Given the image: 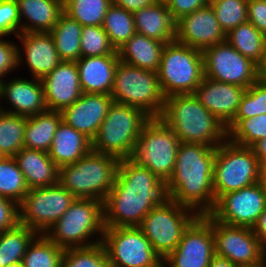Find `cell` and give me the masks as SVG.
Returning a JSON list of instances; mask_svg holds the SVG:
<instances>
[{
	"label": "cell",
	"mask_w": 266,
	"mask_h": 267,
	"mask_svg": "<svg viewBox=\"0 0 266 267\" xmlns=\"http://www.w3.org/2000/svg\"><path fill=\"white\" fill-rule=\"evenodd\" d=\"M7 267H25V266H24L23 261H19V262L10 264Z\"/></svg>",
	"instance_id": "obj_56"
},
{
	"label": "cell",
	"mask_w": 266,
	"mask_h": 267,
	"mask_svg": "<svg viewBox=\"0 0 266 267\" xmlns=\"http://www.w3.org/2000/svg\"><path fill=\"white\" fill-rule=\"evenodd\" d=\"M216 148L181 142L174 171L168 180L171 199L199 215L209 214L215 207L213 166Z\"/></svg>",
	"instance_id": "obj_2"
},
{
	"label": "cell",
	"mask_w": 266,
	"mask_h": 267,
	"mask_svg": "<svg viewBox=\"0 0 266 267\" xmlns=\"http://www.w3.org/2000/svg\"><path fill=\"white\" fill-rule=\"evenodd\" d=\"M110 96L114 103L142 109L150 117H160L165 102L157 72L144 70L119 60Z\"/></svg>",
	"instance_id": "obj_8"
},
{
	"label": "cell",
	"mask_w": 266,
	"mask_h": 267,
	"mask_svg": "<svg viewBox=\"0 0 266 267\" xmlns=\"http://www.w3.org/2000/svg\"><path fill=\"white\" fill-rule=\"evenodd\" d=\"M64 249L38 234L27 247L23 257L25 267H60Z\"/></svg>",
	"instance_id": "obj_38"
},
{
	"label": "cell",
	"mask_w": 266,
	"mask_h": 267,
	"mask_svg": "<svg viewBox=\"0 0 266 267\" xmlns=\"http://www.w3.org/2000/svg\"><path fill=\"white\" fill-rule=\"evenodd\" d=\"M166 43L135 33L118 50L119 60L129 65L157 72Z\"/></svg>",
	"instance_id": "obj_29"
},
{
	"label": "cell",
	"mask_w": 266,
	"mask_h": 267,
	"mask_svg": "<svg viewBox=\"0 0 266 267\" xmlns=\"http://www.w3.org/2000/svg\"><path fill=\"white\" fill-rule=\"evenodd\" d=\"M15 69H18L17 42L6 37H0V78L3 80L8 78L13 71H16Z\"/></svg>",
	"instance_id": "obj_45"
},
{
	"label": "cell",
	"mask_w": 266,
	"mask_h": 267,
	"mask_svg": "<svg viewBox=\"0 0 266 267\" xmlns=\"http://www.w3.org/2000/svg\"><path fill=\"white\" fill-rule=\"evenodd\" d=\"M20 77L21 75L13 78L10 76L3 80L0 110L25 117L46 111L47 105L41 80Z\"/></svg>",
	"instance_id": "obj_20"
},
{
	"label": "cell",
	"mask_w": 266,
	"mask_h": 267,
	"mask_svg": "<svg viewBox=\"0 0 266 267\" xmlns=\"http://www.w3.org/2000/svg\"><path fill=\"white\" fill-rule=\"evenodd\" d=\"M259 183L266 193V166H260Z\"/></svg>",
	"instance_id": "obj_54"
},
{
	"label": "cell",
	"mask_w": 266,
	"mask_h": 267,
	"mask_svg": "<svg viewBox=\"0 0 266 267\" xmlns=\"http://www.w3.org/2000/svg\"><path fill=\"white\" fill-rule=\"evenodd\" d=\"M266 209V193L259 182L222 195L210 214L222 223L253 228Z\"/></svg>",
	"instance_id": "obj_17"
},
{
	"label": "cell",
	"mask_w": 266,
	"mask_h": 267,
	"mask_svg": "<svg viewBox=\"0 0 266 267\" xmlns=\"http://www.w3.org/2000/svg\"><path fill=\"white\" fill-rule=\"evenodd\" d=\"M91 150V140L89 138L61 121L48 154L60 168L64 165L76 163Z\"/></svg>",
	"instance_id": "obj_28"
},
{
	"label": "cell",
	"mask_w": 266,
	"mask_h": 267,
	"mask_svg": "<svg viewBox=\"0 0 266 267\" xmlns=\"http://www.w3.org/2000/svg\"><path fill=\"white\" fill-rule=\"evenodd\" d=\"M157 76L165 97L194 94L204 78L202 51L176 40L166 43Z\"/></svg>",
	"instance_id": "obj_7"
},
{
	"label": "cell",
	"mask_w": 266,
	"mask_h": 267,
	"mask_svg": "<svg viewBox=\"0 0 266 267\" xmlns=\"http://www.w3.org/2000/svg\"><path fill=\"white\" fill-rule=\"evenodd\" d=\"M175 40L203 51L226 41V34L221 29L212 6L206 5L176 21Z\"/></svg>",
	"instance_id": "obj_19"
},
{
	"label": "cell",
	"mask_w": 266,
	"mask_h": 267,
	"mask_svg": "<svg viewBox=\"0 0 266 267\" xmlns=\"http://www.w3.org/2000/svg\"><path fill=\"white\" fill-rule=\"evenodd\" d=\"M226 130L231 142L252 147L257 141L266 138V114L246 119H234Z\"/></svg>",
	"instance_id": "obj_39"
},
{
	"label": "cell",
	"mask_w": 266,
	"mask_h": 267,
	"mask_svg": "<svg viewBox=\"0 0 266 267\" xmlns=\"http://www.w3.org/2000/svg\"><path fill=\"white\" fill-rule=\"evenodd\" d=\"M20 33V19L16 0H0V37H16Z\"/></svg>",
	"instance_id": "obj_44"
},
{
	"label": "cell",
	"mask_w": 266,
	"mask_h": 267,
	"mask_svg": "<svg viewBox=\"0 0 266 267\" xmlns=\"http://www.w3.org/2000/svg\"><path fill=\"white\" fill-rule=\"evenodd\" d=\"M119 159L90 151L76 163L59 168L58 183L76 198L105 201L113 187Z\"/></svg>",
	"instance_id": "obj_5"
},
{
	"label": "cell",
	"mask_w": 266,
	"mask_h": 267,
	"mask_svg": "<svg viewBox=\"0 0 266 267\" xmlns=\"http://www.w3.org/2000/svg\"><path fill=\"white\" fill-rule=\"evenodd\" d=\"M80 48L81 57L118 55L102 26H83Z\"/></svg>",
	"instance_id": "obj_41"
},
{
	"label": "cell",
	"mask_w": 266,
	"mask_h": 267,
	"mask_svg": "<svg viewBox=\"0 0 266 267\" xmlns=\"http://www.w3.org/2000/svg\"><path fill=\"white\" fill-rule=\"evenodd\" d=\"M203 1H204L205 5L211 6L220 0H203Z\"/></svg>",
	"instance_id": "obj_57"
},
{
	"label": "cell",
	"mask_w": 266,
	"mask_h": 267,
	"mask_svg": "<svg viewBox=\"0 0 266 267\" xmlns=\"http://www.w3.org/2000/svg\"><path fill=\"white\" fill-rule=\"evenodd\" d=\"M38 234L18 223L14 228L0 232V263L7 267L23 260L27 247Z\"/></svg>",
	"instance_id": "obj_32"
},
{
	"label": "cell",
	"mask_w": 266,
	"mask_h": 267,
	"mask_svg": "<svg viewBox=\"0 0 266 267\" xmlns=\"http://www.w3.org/2000/svg\"><path fill=\"white\" fill-rule=\"evenodd\" d=\"M157 1H159V2H166L167 0H157Z\"/></svg>",
	"instance_id": "obj_60"
},
{
	"label": "cell",
	"mask_w": 266,
	"mask_h": 267,
	"mask_svg": "<svg viewBox=\"0 0 266 267\" xmlns=\"http://www.w3.org/2000/svg\"><path fill=\"white\" fill-rule=\"evenodd\" d=\"M212 233L215 253L237 266L256 264L266 257V251L252 228L228 225L212 216Z\"/></svg>",
	"instance_id": "obj_16"
},
{
	"label": "cell",
	"mask_w": 266,
	"mask_h": 267,
	"mask_svg": "<svg viewBox=\"0 0 266 267\" xmlns=\"http://www.w3.org/2000/svg\"><path fill=\"white\" fill-rule=\"evenodd\" d=\"M113 102L107 94L83 93L61 111L62 121L92 141Z\"/></svg>",
	"instance_id": "obj_21"
},
{
	"label": "cell",
	"mask_w": 266,
	"mask_h": 267,
	"mask_svg": "<svg viewBox=\"0 0 266 267\" xmlns=\"http://www.w3.org/2000/svg\"><path fill=\"white\" fill-rule=\"evenodd\" d=\"M247 3L248 0H220L211 5L225 34L248 21Z\"/></svg>",
	"instance_id": "obj_43"
},
{
	"label": "cell",
	"mask_w": 266,
	"mask_h": 267,
	"mask_svg": "<svg viewBox=\"0 0 266 267\" xmlns=\"http://www.w3.org/2000/svg\"><path fill=\"white\" fill-rule=\"evenodd\" d=\"M60 267H110L106 249L102 242L64 250Z\"/></svg>",
	"instance_id": "obj_40"
},
{
	"label": "cell",
	"mask_w": 266,
	"mask_h": 267,
	"mask_svg": "<svg viewBox=\"0 0 266 267\" xmlns=\"http://www.w3.org/2000/svg\"><path fill=\"white\" fill-rule=\"evenodd\" d=\"M248 22H251L266 36V2L264 0H248Z\"/></svg>",
	"instance_id": "obj_48"
},
{
	"label": "cell",
	"mask_w": 266,
	"mask_h": 267,
	"mask_svg": "<svg viewBox=\"0 0 266 267\" xmlns=\"http://www.w3.org/2000/svg\"><path fill=\"white\" fill-rule=\"evenodd\" d=\"M104 228L103 202L76 198L44 235L65 250L102 242Z\"/></svg>",
	"instance_id": "obj_4"
},
{
	"label": "cell",
	"mask_w": 266,
	"mask_h": 267,
	"mask_svg": "<svg viewBox=\"0 0 266 267\" xmlns=\"http://www.w3.org/2000/svg\"><path fill=\"white\" fill-rule=\"evenodd\" d=\"M3 158H4V155L0 151V160H2Z\"/></svg>",
	"instance_id": "obj_59"
},
{
	"label": "cell",
	"mask_w": 266,
	"mask_h": 267,
	"mask_svg": "<svg viewBox=\"0 0 266 267\" xmlns=\"http://www.w3.org/2000/svg\"><path fill=\"white\" fill-rule=\"evenodd\" d=\"M238 267H266V257L259 263L251 265H239Z\"/></svg>",
	"instance_id": "obj_55"
},
{
	"label": "cell",
	"mask_w": 266,
	"mask_h": 267,
	"mask_svg": "<svg viewBox=\"0 0 266 267\" xmlns=\"http://www.w3.org/2000/svg\"><path fill=\"white\" fill-rule=\"evenodd\" d=\"M198 216L193 209L171 200L150 210L139 227L153 250L164 259L175 250L184 231Z\"/></svg>",
	"instance_id": "obj_11"
},
{
	"label": "cell",
	"mask_w": 266,
	"mask_h": 267,
	"mask_svg": "<svg viewBox=\"0 0 266 267\" xmlns=\"http://www.w3.org/2000/svg\"><path fill=\"white\" fill-rule=\"evenodd\" d=\"M260 162V166H266V138L257 141L251 147Z\"/></svg>",
	"instance_id": "obj_51"
},
{
	"label": "cell",
	"mask_w": 266,
	"mask_h": 267,
	"mask_svg": "<svg viewBox=\"0 0 266 267\" xmlns=\"http://www.w3.org/2000/svg\"><path fill=\"white\" fill-rule=\"evenodd\" d=\"M252 230L266 251V209L261 213Z\"/></svg>",
	"instance_id": "obj_50"
},
{
	"label": "cell",
	"mask_w": 266,
	"mask_h": 267,
	"mask_svg": "<svg viewBox=\"0 0 266 267\" xmlns=\"http://www.w3.org/2000/svg\"><path fill=\"white\" fill-rule=\"evenodd\" d=\"M171 200L168 180L131 158L119 159L114 185L103 202L104 227L140 226L150 210Z\"/></svg>",
	"instance_id": "obj_1"
},
{
	"label": "cell",
	"mask_w": 266,
	"mask_h": 267,
	"mask_svg": "<svg viewBox=\"0 0 266 267\" xmlns=\"http://www.w3.org/2000/svg\"><path fill=\"white\" fill-rule=\"evenodd\" d=\"M83 26L64 12L50 31L62 61H77L81 57L80 40Z\"/></svg>",
	"instance_id": "obj_31"
},
{
	"label": "cell",
	"mask_w": 266,
	"mask_h": 267,
	"mask_svg": "<svg viewBox=\"0 0 266 267\" xmlns=\"http://www.w3.org/2000/svg\"><path fill=\"white\" fill-rule=\"evenodd\" d=\"M150 118L140 108L113 102L91 141L92 151L118 159L131 158L140 131Z\"/></svg>",
	"instance_id": "obj_6"
},
{
	"label": "cell",
	"mask_w": 266,
	"mask_h": 267,
	"mask_svg": "<svg viewBox=\"0 0 266 267\" xmlns=\"http://www.w3.org/2000/svg\"><path fill=\"white\" fill-rule=\"evenodd\" d=\"M258 70L261 77H266V36L264 39L263 57L261 63L258 65Z\"/></svg>",
	"instance_id": "obj_53"
},
{
	"label": "cell",
	"mask_w": 266,
	"mask_h": 267,
	"mask_svg": "<svg viewBox=\"0 0 266 267\" xmlns=\"http://www.w3.org/2000/svg\"><path fill=\"white\" fill-rule=\"evenodd\" d=\"M61 121V111L54 110L26 117L24 147L48 153Z\"/></svg>",
	"instance_id": "obj_30"
},
{
	"label": "cell",
	"mask_w": 266,
	"mask_h": 267,
	"mask_svg": "<svg viewBox=\"0 0 266 267\" xmlns=\"http://www.w3.org/2000/svg\"><path fill=\"white\" fill-rule=\"evenodd\" d=\"M15 38L20 42L17 44V68L26 65L30 77L41 79L62 62L50 32L19 33Z\"/></svg>",
	"instance_id": "obj_18"
},
{
	"label": "cell",
	"mask_w": 266,
	"mask_h": 267,
	"mask_svg": "<svg viewBox=\"0 0 266 267\" xmlns=\"http://www.w3.org/2000/svg\"><path fill=\"white\" fill-rule=\"evenodd\" d=\"M136 33L169 43L175 40V24L166 2L157 1L133 13Z\"/></svg>",
	"instance_id": "obj_27"
},
{
	"label": "cell",
	"mask_w": 266,
	"mask_h": 267,
	"mask_svg": "<svg viewBox=\"0 0 266 267\" xmlns=\"http://www.w3.org/2000/svg\"><path fill=\"white\" fill-rule=\"evenodd\" d=\"M265 35L251 22H245L226 34V41L243 56L259 65L263 57Z\"/></svg>",
	"instance_id": "obj_33"
},
{
	"label": "cell",
	"mask_w": 266,
	"mask_h": 267,
	"mask_svg": "<svg viewBox=\"0 0 266 267\" xmlns=\"http://www.w3.org/2000/svg\"><path fill=\"white\" fill-rule=\"evenodd\" d=\"M119 55L80 57L77 69L83 93L111 94Z\"/></svg>",
	"instance_id": "obj_24"
},
{
	"label": "cell",
	"mask_w": 266,
	"mask_h": 267,
	"mask_svg": "<svg viewBox=\"0 0 266 267\" xmlns=\"http://www.w3.org/2000/svg\"><path fill=\"white\" fill-rule=\"evenodd\" d=\"M266 114V77H260L242 96L234 119H246Z\"/></svg>",
	"instance_id": "obj_42"
},
{
	"label": "cell",
	"mask_w": 266,
	"mask_h": 267,
	"mask_svg": "<svg viewBox=\"0 0 266 267\" xmlns=\"http://www.w3.org/2000/svg\"><path fill=\"white\" fill-rule=\"evenodd\" d=\"M166 4L175 22L181 17L206 6L203 0H167Z\"/></svg>",
	"instance_id": "obj_47"
},
{
	"label": "cell",
	"mask_w": 266,
	"mask_h": 267,
	"mask_svg": "<svg viewBox=\"0 0 266 267\" xmlns=\"http://www.w3.org/2000/svg\"><path fill=\"white\" fill-rule=\"evenodd\" d=\"M102 244L110 267H161L162 258L139 226L105 227Z\"/></svg>",
	"instance_id": "obj_12"
},
{
	"label": "cell",
	"mask_w": 266,
	"mask_h": 267,
	"mask_svg": "<svg viewBox=\"0 0 266 267\" xmlns=\"http://www.w3.org/2000/svg\"><path fill=\"white\" fill-rule=\"evenodd\" d=\"M20 33L50 32L63 13V0H16Z\"/></svg>",
	"instance_id": "obj_26"
},
{
	"label": "cell",
	"mask_w": 266,
	"mask_h": 267,
	"mask_svg": "<svg viewBox=\"0 0 266 267\" xmlns=\"http://www.w3.org/2000/svg\"><path fill=\"white\" fill-rule=\"evenodd\" d=\"M112 0H63V12L82 26H102Z\"/></svg>",
	"instance_id": "obj_36"
},
{
	"label": "cell",
	"mask_w": 266,
	"mask_h": 267,
	"mask_svg": "<svg viewBox=\"0 0 266 267\" xmlns=\"http://www.w3.org/2000/svg\"><path fill=\"white\" fill-rule=\"evenodd\" d=\"M14 158L25 177L29 190L58 183L59 167L47 152L23 147Z\"/></svg>",
	"instance_id": "obj_25"
},
{
	"label": "cell",
	"mask_w": 266,
	"mask_h": 267,
	"mask_svg": "<svg viewBox=\"0 0 266 267\" xmlns=\"http://www.w3.org/2000/svg\"><path fill=\"white\" fill-rule=\"evenodd\" d=\"M115 5L127 10L128 12L134 13L147 6L153 5L157 0H112Z\"/></svg>",
	"instance_id": "obj_49"
},
{
	"label": "cell",
	"mask_w": 266,
	"mask_h": 267,
	"mask_svg": "<svg viewBox=\"0 0 266 267\" xmlns=\"http://www.w3.org/2000/svg\"><path fill=\"white\" fill-rule=\"evenodd\" d=\"M19 223V205L0 196V232L14 228Z\"/></svg>",
	"instance_id": "obj_46"
},
{
	"label": "cell",
	"mask_w": 266,
	"mask_h": 267,
	"mask_svg": "<svg viewBox=\"0 0 266 267\" xmlns=\"http://www.w3.org/2000/svg\"><path fill=\"white\" fill-rule=\"evenodd\" d=\"M209 267H238L236 264L228 260L226 257H223L218 254H214Z\"/></svg>",
	"instance_id": "obj_52"
},
{
	"label": "cell",
	"mask_w": 266,
	"mask_h": 267,
	"mask_svg": "<svg viewBox=\"0 0 266 267\" xmlns=\"http://www.w3.org/2000/svg\"><path fill=\"white\" fill-rule=\"evenodd\" d=\"M102 28L117 51L136 33L133 13L112 3L106 11Z\"/></svg>",
	"instance_id": "obj_34"
},
{
	"label": "cell",
	"mask_w": 266,
	"mask_h": 267,
	"mask_svg": "<svg viewBox=\"0 0 266 267\" xmlns=\"http://www.w3.org/2000/svg\"><path fill=\"white\" fill-rule=\"evenodd\" d=\"M29 191L25 177L14 157L0 160V196L20 205Z\"/></svg>",
	"instance_id": "obj_37"
},
{
	"label": "cell",
	"mask_w": 266,
	"mask_h": 267,
	"mask_svg": "<svg viewBox=\"0 0 266 267\" xmlns=\"http://www.w3.org/2000/svg\"><path fill=\"white\" fill-rule=\"evenodd\" d=\"M246 88L204 76L194 95L225 127L235 118Z\"/></svg>",
	"instance_id": "obj_22"
},
{
	"label": "cell",
	"mask_w": 266,
	"mask_h": 267,
	"mask_svg": "<svg viewBox=\"0 0 266 267\" xmlns=\"http://www.w3.org/2000/svg\"><path fill=\"white\" fill-rule=\"evenodd\" d=\"M214 254L212 215H199L184 231L175 250L162 259L161 267H209Z\"/></svg>",
	"instance_id": "obj_15"
},
{
	"label": "cell",
	"mask_w": 266,
	"mask_h": 267,
	"mask_svg": "<svg viewBox=\"0 0 266 267\" xmlns=\"http://www.w3.org/2000/svg\"><path fill=\"white\" fill-rule=\"evenodd\" d=\"M40 80L47 110L62 111L83 94L75 61H62Z\"/></svg>",
	"instance_id": "obj_23"
},
{
	"label": "cell",
	"mask_w": 266,
	"mask_h": 267,
	"mask_svg": "<svg viewBox=\"0 0 266 267\" xmlns=\"http://www.w3.org/2000/svg\"><path fill=\"white\" fill-rule=\"evenodd\" d=\"M161 118L180 142L217 148L228 139L226 127L194 94H175L165 98Z\"/></svg>",
	"instance_id": "obj_3"
},
{
	"label": "cell",
	"mask_w": 266,
	"mask_h": 267,
	"mask_svg": "<svg viewBox=\"0 0 266 267\" xmlns=\"http://www.w3.org/2000/svg\"><path fill=\"white\" fill-rule=\"evenodd\" d=\"M2 82H3V79L0 78V102H1V97H2Z\"/></svg>",
	"instance_id": "obj_58"
},
{
	"label": "cell",
	"mask_w": 266,
	"mask_h": 267,
	"mask_svg": "<svg viewBox=\"0 0 266 267\" xmlns=\"http://www.w3.org/2000/svg\"><path fill=\"white\" fill-rule=\"evenodd\" d=\"M76 199L59 183L30 189L19 205V223L45 234Z\"/></svg>",
	"instance_id": "obj_13"
},
{
	"label": "cell",
	"mask_w": 266,
	"mask_h": 267,
	"mask_svg": "<svg viewBox=\"0 0 266 267\" xmlns=\"http://www.w3.org/2000/svg\"><path fill=\"white\" fill-rule=\"evenodd\" d=\"M260 162L253 149L227 139L216 148L213 166L215 202L224 194L259 182Z\"/></svg>",
	"instance_id": "obj_9"
},
{
	"label": "cell",
	"mask_w": 266,
	"mask_h": 267,
	"mask_svg": "<svg viewBox=\"0 0 266 267\" xmlns=\"http://www.w3.org/2000/svg\"><path fill=\"white\" fill-rule=\"evenodd\" d=\"M180 141L159 117H151L140 131L131 159L149 169L161 180H169Z\"/></svg>",
	"instance_id": "obj_10"
},
{
	"label": "cell",
	"mask_w": 266,
	"mask_h": 267,
	"mask_svg": "<svg viewBox=\"0 0 266 267\" xmlns=\"http://www.w3.org/2000/svg\"><path fill=\"white\" fill-rule=\"evenodd\" d=\"M26 117L0 110V151L14 157L24 147Z\"/></svg>",
	"instance_id": "obj_35"
},
{
	"label": "cell",
	"mask_w": 266,
	"mask_h": 267,
	"mask_svg": "<svg viewBox=\"0 0 266 267\" xmlns=\"http://www.w3.org/2000/svg\"><path fill=\"white\" fill-rule=\"evenodd\" d=\"M204 76L212 80L250 87L260 77L258 65L243 56L227 41L203 51Z\"/></svg>",
	"instance_id": "obj_14"
}]
</instances>
